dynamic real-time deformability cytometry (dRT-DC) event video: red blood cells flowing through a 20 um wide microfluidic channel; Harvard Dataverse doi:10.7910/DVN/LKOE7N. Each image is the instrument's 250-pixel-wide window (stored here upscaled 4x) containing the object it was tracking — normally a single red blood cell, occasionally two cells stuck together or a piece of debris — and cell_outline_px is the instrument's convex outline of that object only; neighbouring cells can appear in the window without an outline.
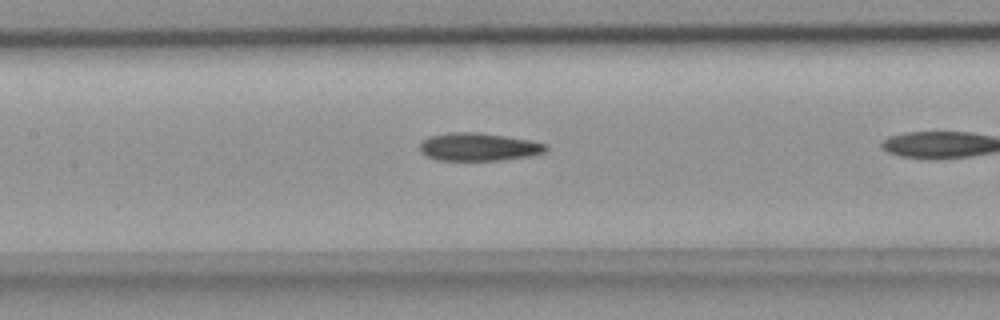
{"species": "common noctule bat (a hibernating species)", "species_latin": "Nyctalus noctula", "temperature_condition": "room temperature", "stored_images_in_passage": 18, "camera_frame_rate_fps": 3000, "um_per_image_px": 0.085, "animal": {"sex": "female", "body_mass_g": 18.4}, "frame": {"image": 1, "passage_image": 13, "time_ms": 4.0, "image_size_px": [1000, 320], "cell_outline_px": [[548, 148], [544, 152], [532, 156], [500, 160], [436, 160], [420, 152], [420, 144], [424, 140], [432, 136], [448, 132], [476, 132], [532, 140], [548, 144]], "centroid_in_image_um": [40.72, 12.49], "position_along_channel_um": 166.7, "area_um2": 20.52}}
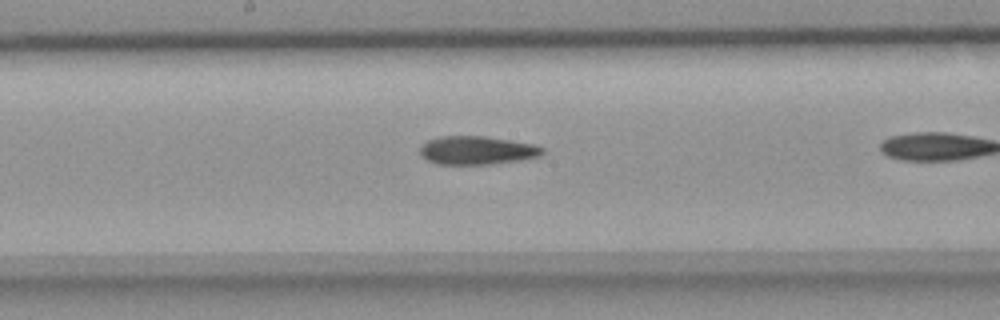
{"frame": {"image": 2, "passage_image": 16, "time_ms": 5.0, "image_size_px": [1000, 320], "cell_outline_px": [[544, 152], [540, 156], [520, 160], [492, 164], [436, 164], [428, 160], [420, 152], [420, 148], [428, 140], [440, 136], [484, 136], [532, 144], [544, 148]], "centroid_in_image_um": [40.55, 12.78], "position_along_channel_um": 207.6, "area_um2": 20.06}}